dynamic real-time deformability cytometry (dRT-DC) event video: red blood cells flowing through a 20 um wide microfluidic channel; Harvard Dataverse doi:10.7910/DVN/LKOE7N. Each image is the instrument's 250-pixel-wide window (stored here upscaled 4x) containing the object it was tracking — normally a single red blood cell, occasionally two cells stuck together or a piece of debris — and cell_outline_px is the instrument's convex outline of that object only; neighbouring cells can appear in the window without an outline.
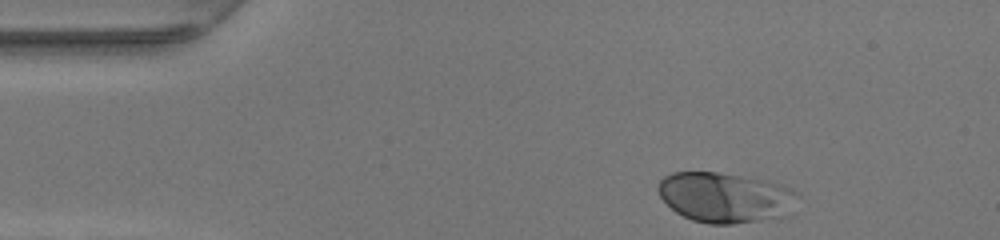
{"species": "human", "species_latin": "Homo sapiens", "temperature_condition": "warm", "stored_images_in_passage": 33, "camera_frame_rate_fps": 3000, "um_per_image_px": 0.085, "donor": {"sex": "female"}, "frame": {"image": 1, "passage_image": 1, "time_ms": 0.0, "image_size_px": [1000, 240], "cell_outline_px": [[800, 196], [792, 216], [732, 224], [708, 224], [692, 220], [676, 212], [660, 196], [656, 188], [660, 180], [664, 176], [672, 172], [716, 172], [760, 180], [792, 188]], "centroid_in_image_um": [61.7, 16.81], "position_along_channel_um": 23.3, "area_um2": 41.1}}
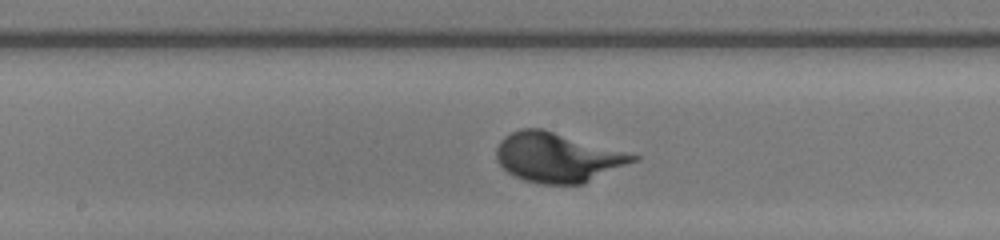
{"frame": {"image": 2, "passage_image": 19, "time_ms": 6.0, "image_size_px": [1000, 240], "cell_outline_px": [[640, 160], [584, 184], [540, 184], [524, 180], [512, 176], [496, 160], [496, 148], [500, 140], [504, 136], [520, 128], [540, 128], [640, 156]], "centroid_in_image_um": [47.39, 13.4], "position_along_channel_um": 200.8, "area_um2": 39.48}}
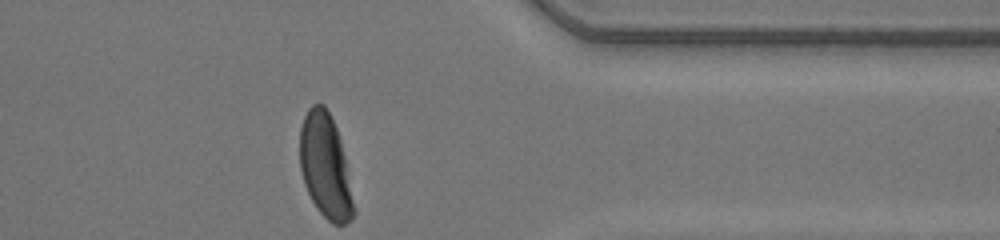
{"frame": {"image": 3, "passage_image": 33, "time_ms": 10.667, "image_size_px": [1000, 240], "cell_outline_px": [[356, 212], [352, 220], [344, 224], [332, 224], [316, 208], [304, 184], [300, 168], [300, 128], [304, 116], [308, 108], [312, 104], [324, 104], [336, 128], [340, 140], [344, 156], [356, 208]], "centroid_in_image_um": [27.66, 14.16], "position_along_channel_um": 383.7, "area_um2": 32.71}}